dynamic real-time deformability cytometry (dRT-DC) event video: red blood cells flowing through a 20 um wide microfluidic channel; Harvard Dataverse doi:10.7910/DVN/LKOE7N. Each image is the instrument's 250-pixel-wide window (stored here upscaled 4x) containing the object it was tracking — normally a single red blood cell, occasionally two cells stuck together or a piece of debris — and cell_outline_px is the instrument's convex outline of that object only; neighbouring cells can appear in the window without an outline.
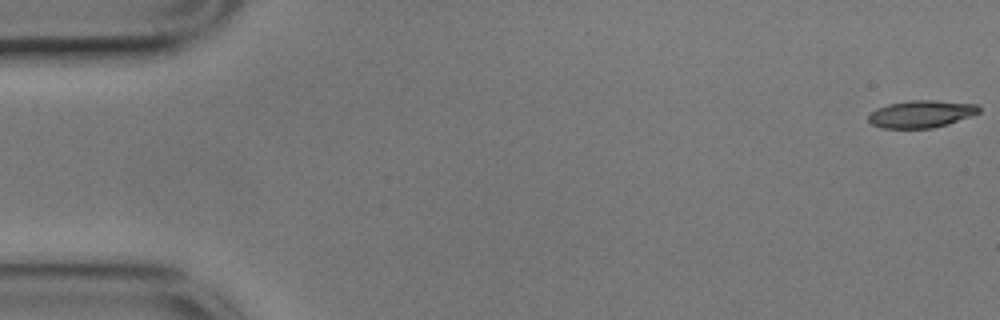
{"species": "common noctule bat (a hibernating species)", "species_latin": "Nyctalus noctula", "temperature_condition": "cold", "stored_images_in_passage": 57, "camera_frame_rate_fps": 3000, "um_per_image_px": 0.085, "animal": {"sex": "male", "body_mass_g": 17.9}, "frame": {"image": 1, "passage_image": 1, "time_ms": 0.0, "image_size_px": [1000, 320], "cell_outline_px": [[980, 112], [948, 124], [932, 128], [880, 128], [872, 124], [868, 120], [868, 116], [876, 108], [888, 104], [908, 100], [936, 100], [976, 104], [980, 108]], "centroid_in_image_um": [78.28, 9.68], "position_along_channel_um": 6.7, "area_um2": 17.57}}
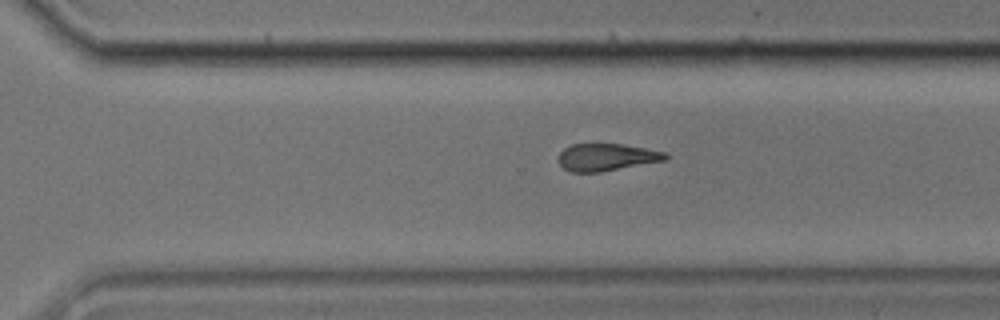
{"frame": {"image": 2, "passage_image": 39, "time_ms": 12.667, "image_size_px": [1000, 320], "cell_outline_px": [[668, 160], [600, 172], [568, 172], [560, 164], [560, 152], [564, 148], [572, 144], [620, 144], [644, 148], [664, 152], [668, 156]], "centroid_in_image_um": [51.56, 13.37], "position_along_channel_um": 319.0, "area_um2": 16.88}}
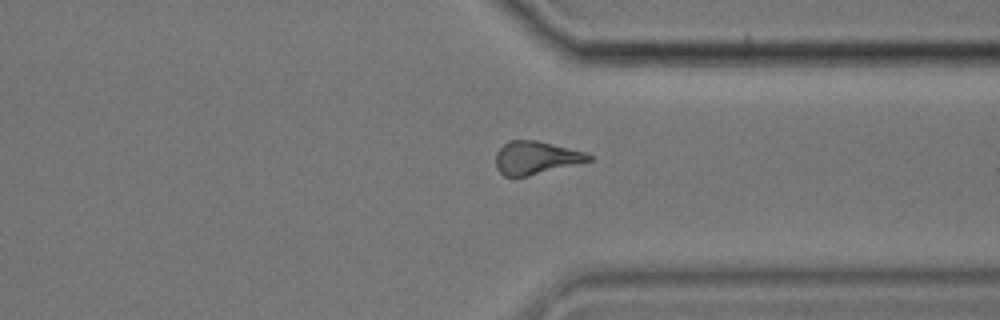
{"frame": {"image": 3, "passage_image": 43, "time_ms": 14.0, "image_size_px": [1000, 320], "cell_outline_px": [[592, 160], [528, 176], [504, 176], [496, 168], [496, 152], [508, 140], [536, 140], [584, 152], [592, 156]], "centroid_in_image_um": [45.51, 13.41], "position_along_channel_um": 365.9, "area_um2": 17.63}, "authors_computed_cell_mechanics": {"area_um2": 18.3226, "velocity_mm_per_s": 3.5238, "shape_relaxation_time_tau1_ms": 5.8187, "shape_relaxation_time_tau2_ms": null, "deformation_change_tau1": 0.1623, "deformation_change_tau2": null}}